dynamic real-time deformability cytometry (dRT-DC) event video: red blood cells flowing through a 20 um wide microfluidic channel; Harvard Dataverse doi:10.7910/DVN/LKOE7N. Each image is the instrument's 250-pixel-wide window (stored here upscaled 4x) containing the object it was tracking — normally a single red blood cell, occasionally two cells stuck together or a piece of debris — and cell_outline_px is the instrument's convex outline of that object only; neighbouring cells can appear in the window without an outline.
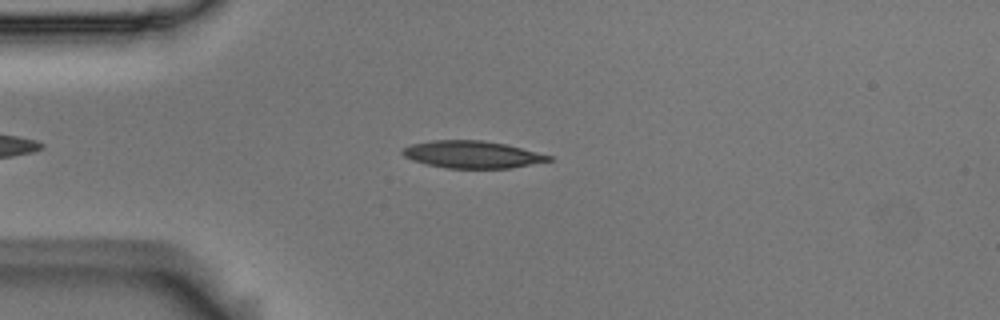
{"species": "Egyptian fruit bat (a non-hibernating species)", "species_latin": "Rousettus aegyptiacus", "temperature_condition": "room temperature", "stored_images_in_passage": 47, "camera_frame_rate_fps": 3000, "um_per_image_px": 0.085, "animal": {"sex": "male"}, "frame": {"image": 1, "passage_image": 10, "time_ms": 3.0, "image_size_px": [1000, 320], "cell_outline_px": [[552, 160], [512, 168], [448, 168], [428, 164], [412, 160], [404, 156], [400, 152], [400, 148], [412, 144], [432, 140], [484, 140], [504, 144], [552, 156]], "centroid_in_image_um": [40.09, 13.13], "position_along_channel_um": 44.9, "area_um2": 23.06}}
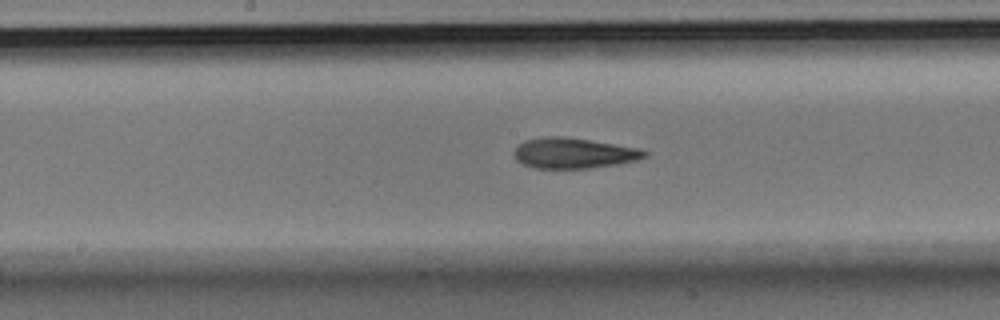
{"frame": {"image": 2, "passage_image": 24, "time_ms": 7.667, "image_size_px": [1000, 320], "cell_outline_px": [[648, 156], [636, 160], [620, 164], [588, 168], [532, 168], [520, 164], [516, 160], [516, 148], [524, 140], [548, 136], [564, 136], [640, 148], [648, 152]], "centroid_in_image_um": [48.78, 13.02], "position_along_channel_um": 199.4, "area_um2": 23.24}}
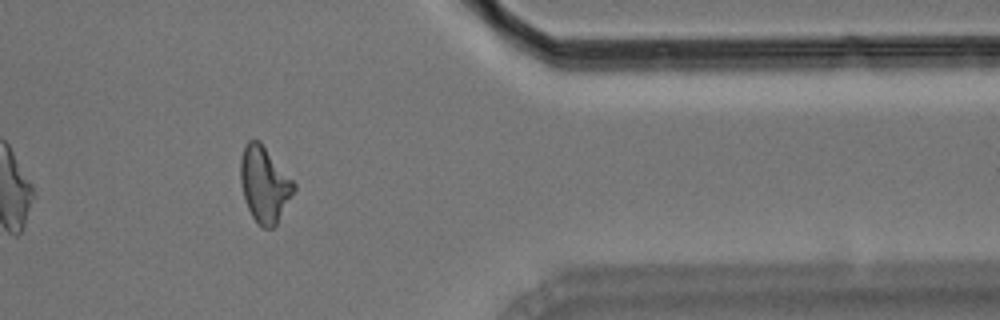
{"frame": {"image": 3, "passage_image": 41, "time_ms": 13.333, "image_size_px": [1000, 320], "cell_outline_px": [[296, 188], [276, 224], [272, 228], [264, 228], [252, 216], [244, 200], [240, 180], [240, 160], [244, 144], [248, 140], [260, 140], [296, 184]], "centroid_in_image_um": [22.46, 15.63], "position_along_channel_um": 388.9, "area_um2": 23.47}, "authors_computed_cell_mechanics": {"area_um2": 23.0622, "velocity_mm_per_s": 3.678, "shape_relaxation_time_tau1_ms": 6.5936, "shape_relaxation_time_tau2_ms": 3.7373, "deformation_change_tau1": 0.1857, "deformation_change_tau2": 0.1307}}